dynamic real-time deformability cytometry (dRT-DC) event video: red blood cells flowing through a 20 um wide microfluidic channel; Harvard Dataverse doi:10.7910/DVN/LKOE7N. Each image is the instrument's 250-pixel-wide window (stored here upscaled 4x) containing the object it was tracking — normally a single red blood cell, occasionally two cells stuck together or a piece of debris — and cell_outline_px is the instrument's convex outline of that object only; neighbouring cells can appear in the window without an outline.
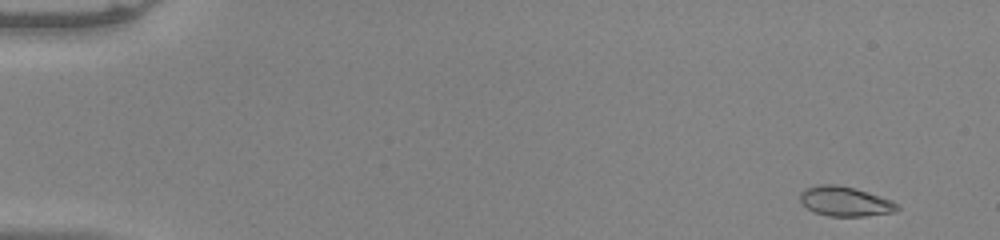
{"species": "common noctule bat (a hibernating species)", "species_latin": "Nyctalus noctula", "temperature_condition": "warm", "stored_images_in_passage": 50, "camera_frame_rate_fps": 3000, "um_per_image_px": 0.085, "animal": {"sex": "male", "body_mass_g": 20.0, "forearm_length_mm": 53.3}, "frame": {"image": 1, "passage_image": 1, "time_ms": 0.0, "image_size_px": [1000, 240], "cell_outline_px": [[900, 208], [896, 212], [864, 216], [828, 216], [816, 212], [808, 208], [800, 200], [800, 192], [804, 188], [820, 184], [836, 184], [868, 192], [892, 200]], "centroid_in_image_um": [71.83, 17.11], "position_along_channel_um": 13.2, "area_um2": 16.7}}
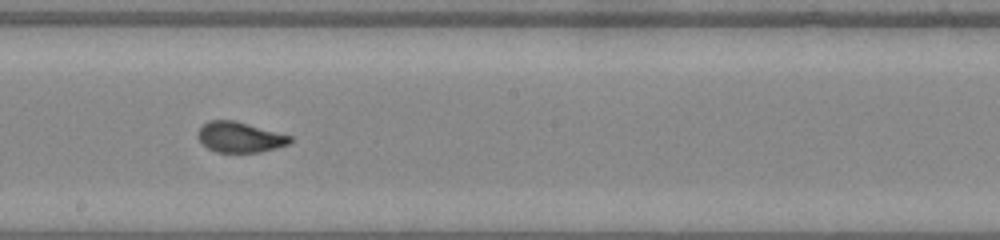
{"frame": {"image": 2, "passage_image": 28, "time_ms": 9.0, "image_size_px": [1000, 240], "cell_outline_px": [[292, 140], [288, 144], [276, 148], [260, 152], [216, 152], [208, 148], [196, 136], [196, 132], [208, 120], [236, 120], [292, 136]], "centroid_in_image_um": [20.38, 11.65], "position_along_channel_um": 227.8, "area_um2": 16.42}}
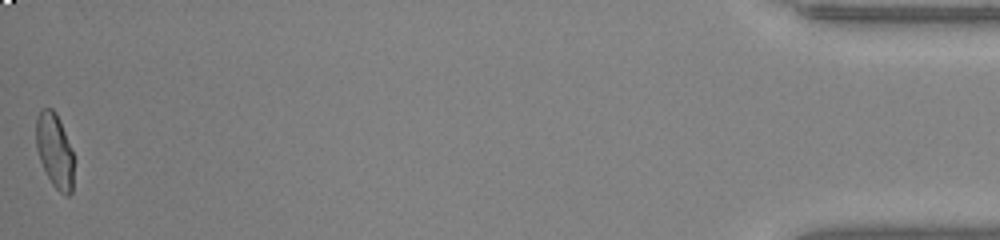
{"frame": {"image": 3, "passage_image": 50, "time_ms": 16.333, "image_size_px": [1000, 240], "cell_outline_px": [[72, 192], [68, 196], [64, 196], [52, 184], [40, 160], [36, 148], [36, 116], [40, 108], [52, 108], [56, 112], [60, 120], [72, 152]], "centroid_in_image_um": [4.62, 12.76], "position_along_channel_um": 430.6, "area_um2": 16.18}}